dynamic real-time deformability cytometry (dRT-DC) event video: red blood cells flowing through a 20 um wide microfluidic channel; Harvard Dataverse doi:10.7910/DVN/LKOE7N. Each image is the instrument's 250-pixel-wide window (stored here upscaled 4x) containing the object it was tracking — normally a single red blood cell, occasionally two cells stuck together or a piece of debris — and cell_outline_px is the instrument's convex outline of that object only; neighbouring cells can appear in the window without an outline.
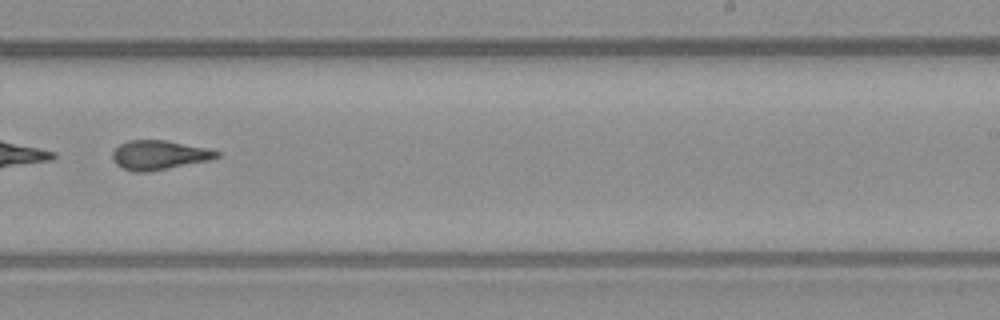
{"species": "common noctule bat (a hibernating species)", "species_latin": "Nyctalus noctula", "temperature_condition": "warm", "stored_images_in_passage": 46, "camera_frame_rate_fps": 3000, "um_per_image_px": 0.085, "animal": {"sex": "male", "body_mass_g": 23.1, "forearm_length_mm": 52.7}, "frame": {"image": 1, "passage_image": 27, "time_ms": 8.667, "image_size_px": [1000, 320], "cell_outline_px": [[220, 156], [208, 160], [148, 172], [132, 172], [116, 164], [112, 160], [112, 152], [120, 144], [128, 140], [168, 140], [208, 148], [220, 152]], "centroid_in_image_um": [13.5, 13.17], "position_along_channel_um": 275.5, "area_um2": 17.8}}
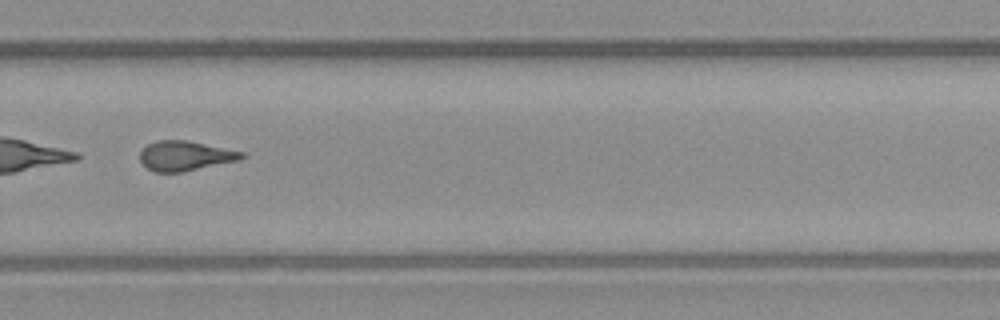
{"frame": {"image": 2, "passage_image": 30, "time_ms": 9.667, "image_size_px": [1000, 320], "cell_outline_px": [[244, 156], [240, 160], [184, 172], [156, 172], [148, 168], [140, 160], [140, 152], [148, 144], [156, 140], [188, 140], [244, 152]], "centroid_in_image_um": [15.75, 13.24], "position_along_channel_um": 314.0, "area_um2": 17.63}, "authors_computed_cell_mechanics": {"area_um2": 18.785, "velocity_mm_per_s": 3.8789, "shape_relaxation_time_tau1_ms": null, "shape_relaxation_time_tau2_ms": 2.5323, "deformation_change_tau1": null, "deformation_change_tau2": 0.0964}}